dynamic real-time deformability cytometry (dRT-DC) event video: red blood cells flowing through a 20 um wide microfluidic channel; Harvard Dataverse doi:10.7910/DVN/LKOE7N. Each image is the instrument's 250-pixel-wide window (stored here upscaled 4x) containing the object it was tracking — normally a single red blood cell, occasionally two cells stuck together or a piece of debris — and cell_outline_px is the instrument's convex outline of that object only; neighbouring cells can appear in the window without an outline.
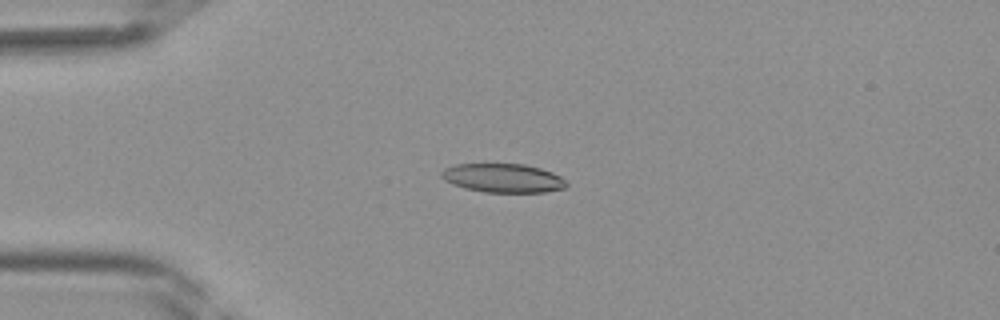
{"species": "Egyptian fruit bat (a non-hibernating species)", "species_latin": "Rousettus aegyptiacus", "temperature_condition": "room temperature", "stored_images_in_passage": 39, "camera_frame_rate_fps": 3000, "um_per_image_px": 0.085, "frame": {"image": 1, "passage_image": 9, "time_ms": 2.667, "image_size_px": [1000, 320], "cell_outline_px": [[568, 184], [564, 188], [544, 192], [484, 192], [464, 188], [452, 184], [444, 180], [440, 176], [440, 172], [444, 168], [456, 164], [524, 164], [540, 168], [552, 172], [560, 176]], "centroid_in_image_um": [42.72, 15.13], "position_along_channel_um": 42.3, "area_um2": 21.04}}
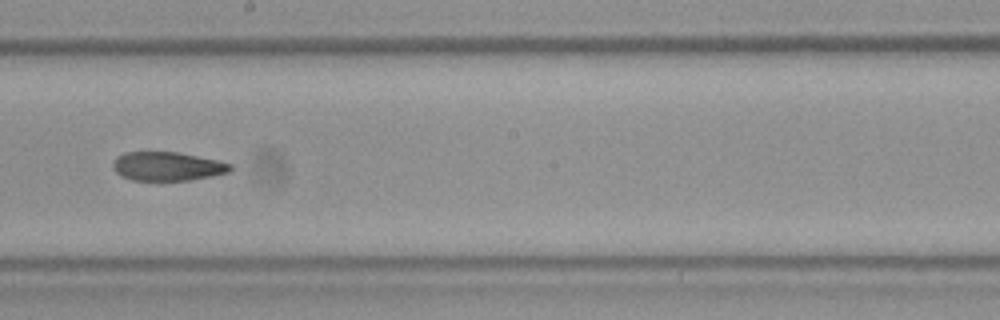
{"frame": {"image": 2, "passage_image": 22, "time_ms": 7.0, "image_size_px": [1000, 320], "cell_outline_px": [[232, 168], [228, 172], [212, 176], [192, 180], [132, 180], [120, 176], [112, 168], [112, 164], [116, 156], [124, 152], [176, 152], [220, 160], [232, 164]], "centroid_in_image_um": [14.21, 14.13], "position_along_channel_um": 234.0, "area_um2": 19.88}}
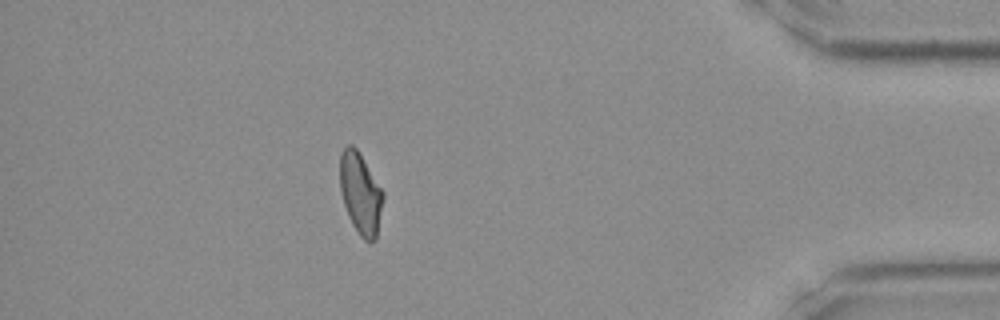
{"frame": {"image": 3, "passage_image": 35, "time_ms": 11.333, "image_size_px": [1000, 320], "cell_outline_px": [[384, 196], [376, 240], [368, 244], [360, 236], [352, 224], [348, 216], [340, 192], [340, 152], [348, 144], [352, 144], [356, 148], [384, 192]], "centroid_in_image_um": [30.64, 16.47], "position_along_channel_um": 404.6, "area_um2": 20.58}}